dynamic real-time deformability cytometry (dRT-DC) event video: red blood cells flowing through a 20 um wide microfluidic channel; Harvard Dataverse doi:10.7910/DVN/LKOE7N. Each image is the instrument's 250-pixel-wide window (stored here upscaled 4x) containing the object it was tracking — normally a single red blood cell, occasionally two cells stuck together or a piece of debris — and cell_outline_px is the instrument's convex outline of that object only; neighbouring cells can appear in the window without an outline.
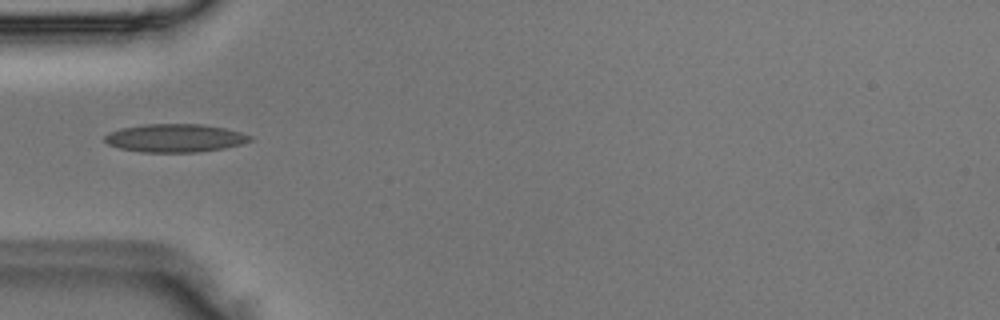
{"species": "Egyptian fruit bat (a non-hibernating species)", "species_latin": "Rousettus aegyptiacus", "temperature_condition": "room temperature", "stored_images_in_passage": 33, "camera_frame_rate_fps": 3000, "um_per_image_px": 0.085, "animal": {"sex": "male"}, "frame": {"image": 1, "passage_image": 1, "time_ms": 0.0, "image_size_px": [1000, 320], "cell_outline_px": [[252, 140], [240, 144], [224, 148], [196, 152], [140, 152], [120, 148], [108, 144], [104, 140], [104, 136], [108, 132], [120, 128], [148, 124], [200, 124], [224, 128], [240, 132], [252, 136]], "centroid_in_image_um": [14.85, 11.73], "position_along_channel_um": 70.2, "area_um2": 23.76}}
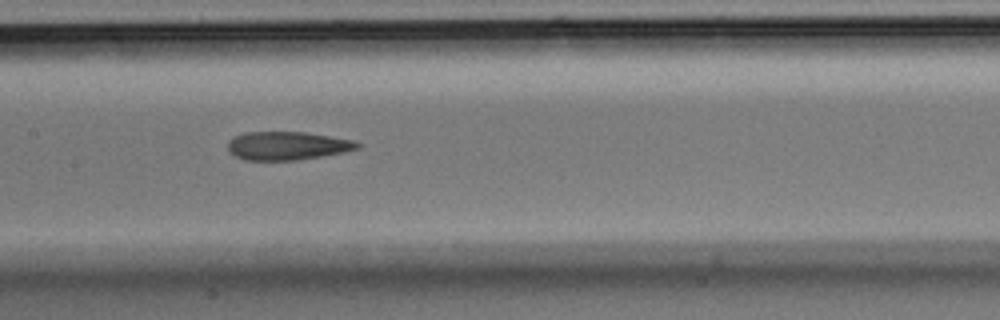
{"frame": {"image": 2, "passage_image": 9, "time_ms": 2.667, "image_size_px": [1000, 320], "cell_outline_px": [[360, 148], [344, 152], [296, 160], [244, 160], [236, 156], [228, 148], [228, 140], [244, 132], [304, 132], [352, 140], [360, 144]], "centroid_in_image_um": [24.4, 12.39], "position_along_channel_um": 183.0, "area_um2": 21.15}}
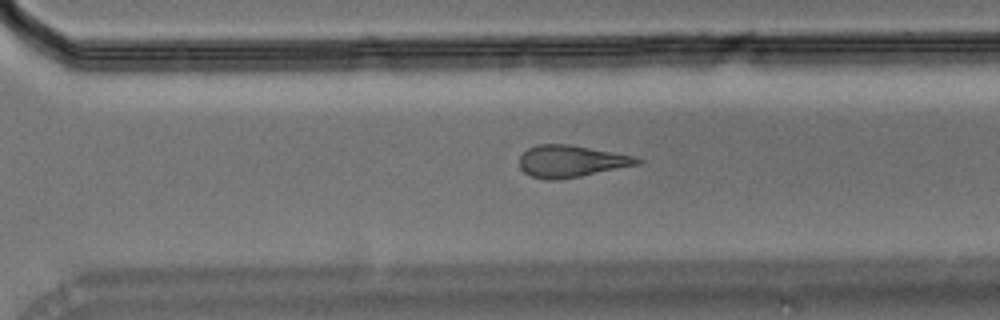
{"frame": {"image": 3, "passage_image": 19, "time_ms": 6.0, "image_size_px": [1000, 320], "cell_outline_px": [[644, 160], [640, 164], [580, 176], [552, 180], [548, 180], [532, 176], [524, 172], [520, 168], [520, 156], [528, 148], [536, 144], [572, 144], [636, 156]], "centroid_in_image_um": [48.57, 13.69], "position_along_channel_um": 322.0, "area_um2": 21.96}}